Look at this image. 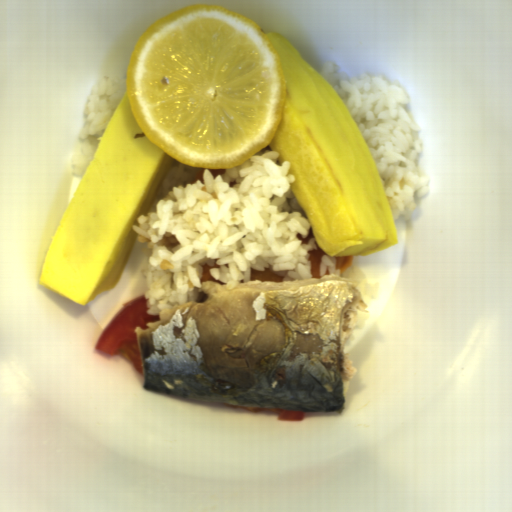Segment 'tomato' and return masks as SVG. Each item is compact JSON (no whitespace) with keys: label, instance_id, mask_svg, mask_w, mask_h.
I'll use <instances>...</instances> for the list:
<instances>
[{"label":"tomato","instance_id":"5","mask_svg":"<svg viewBox=\"0 0 512 512\" xmlns=\"http://www.w3.org/2000/svg\"><path fill=\"white\" fill-rule=\"evenodd\" d=\"M207 294L200 291L199 300L197 303H203L207 299Z\"/></svg>","mask_w":512,"mask_h":512},{"label":"tomato","instance_id":"2","mask_svg":"<svg viewBox=\"0 0 512 512\" xmlns=\"http://www.w3.org/2000/svg\"><path fill=\"white\" fill-rule=\"evenodd\" d=\"M225 404V403H223ZM229 407H232L234 409H245V410H251L256 412H263V413H270L278 417L280 420H288V421H300L302 417L304 416L306 411H286V410H279V409H262V408H241L237 406H232L225 404Z\"/></svg>","mask_w":512,"mask_h":512},{"label":"tomato","instance_id":"3","mask_svg":"<svg viewBox=\"0 0 512 512\" xmlns=\"http://www.w3.org/2000/svg\"><path fill=\"white\" fill-rule=\"evenodd\" d=\"M251 282L252 281H264V282H283V275L266 268L264 271H259L257 269H251L250 271Z\"/></svg>","mask_w":512,"mask_h":512},{"label":"tomato","instance_id":"1","mask_svg":"<svg viewBox=\"0 0 512 512\" xmlns=\"http://www.w3.org/2000/svg\"><path fill=\"white\" fill-rule=\"evenodd\" d=\"M149 307L143 294L124 304L104 328L95 350L119 356L132 364L144 376L142 354L139 347L137 327L148 329L147 323L158 321L160 315L147 313Z\"/></svg>","mask_w":512,"mask_h":512},{"label":"tomato","instance_id":"4","mask_svg":"<svg viewBox=\"0 0 512 512\" xmlns=\"http://www.w3.org/2000/svg\"><path fill=\"white\" fill-rule=\"evenodd\" d=\"M218 264H215L213 266L207 264L205 262L204 266H203V273H202V277H201V285L203 284L204 281H213V282H216L222 286H224V283H223V280H220L218 278H215L213 277L212 275H210V270L212 269H218Z\"/></svg>","mask_w":512,"mask_h":512}]
</instances>
